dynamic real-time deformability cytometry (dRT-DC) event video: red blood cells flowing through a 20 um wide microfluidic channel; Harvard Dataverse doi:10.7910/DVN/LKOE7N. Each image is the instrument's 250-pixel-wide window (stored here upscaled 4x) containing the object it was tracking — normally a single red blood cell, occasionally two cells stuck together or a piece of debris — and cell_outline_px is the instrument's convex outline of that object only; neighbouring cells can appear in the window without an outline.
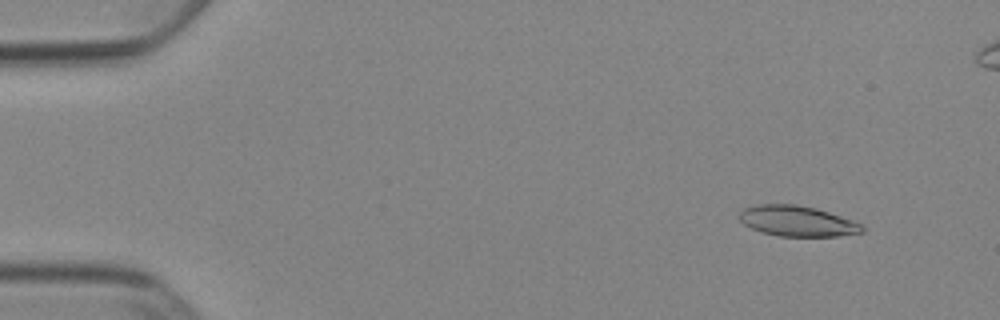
{"species": "Egyptian fruit bat (a non-hibernating species)", "species_latin": "Rousettus aegyptiacus", "temperature_condition": "cold", "stored_images_in_passage": 51, "camera_frame_rate_fps": 3000, "um_per_image_px": 0.085, "animal": {"sex": "female"}, "frame": {"image": 1, "passage_image": 3, "time_ms": 0.667, "image_size_px": [1000, 320], "cell_outline_px": [[864, 232], [836, 236], [780, 236], [760, 232], [744, 224], [740, 220], [740, 212], [744, 208], [752, 204], [796, 204], [816, 208], [852, 220], [860, 224], [864, 228]], "centroid_in_image_um": [67.73, 18.78], "position_along_channel_um": 17.3, "area_um2": 21.79}}
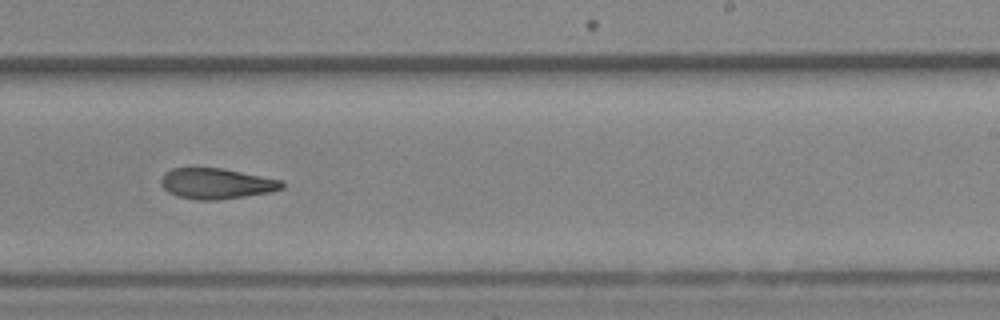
{"frame": {"image": 2, "passage_image": 31, "time_ms": 10.0, "image_size_px": [1000, 320], "cell_outline_px": [[284, 188], [272, 192], [216, 200], [200, 200], [176, 196], [168, 192], [160, 184], [160, 180], [164, 172], [172, 168], [224, 168], [284, 180]], "centroid_in_image_um": [18.41, 15.59], "position_along_channel_um": 270.6, "area_um2": 21.85}}
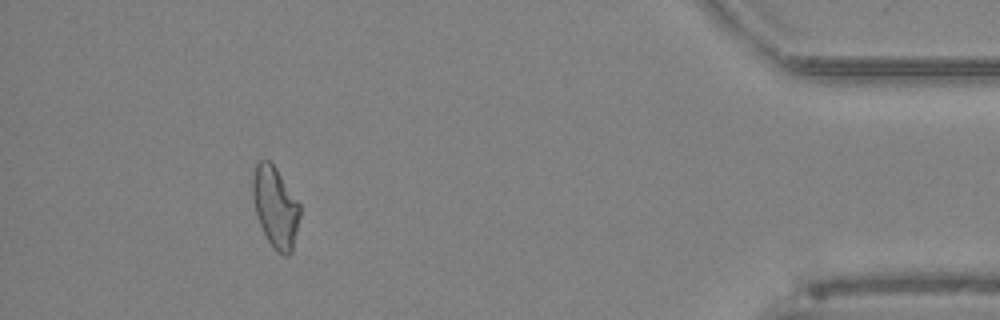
{"frame": {"image": 3, "passage_image": 46, "time_ms": 15.0, "image_size_px": [1000, 320], "cell_outline_px": [[300, 216], [292, 252], [288, 256], [284, 256], [272, 248], [260, 224], [256, 212], [252, 196], [252, 180], [256, 164], [260, 160], [268, 160], [276, 168], [300, 204]], "centroid_in_image_um": [23.41, 17.62], "position_along_channel_um": 411.8, "area_um2": 22.14}}